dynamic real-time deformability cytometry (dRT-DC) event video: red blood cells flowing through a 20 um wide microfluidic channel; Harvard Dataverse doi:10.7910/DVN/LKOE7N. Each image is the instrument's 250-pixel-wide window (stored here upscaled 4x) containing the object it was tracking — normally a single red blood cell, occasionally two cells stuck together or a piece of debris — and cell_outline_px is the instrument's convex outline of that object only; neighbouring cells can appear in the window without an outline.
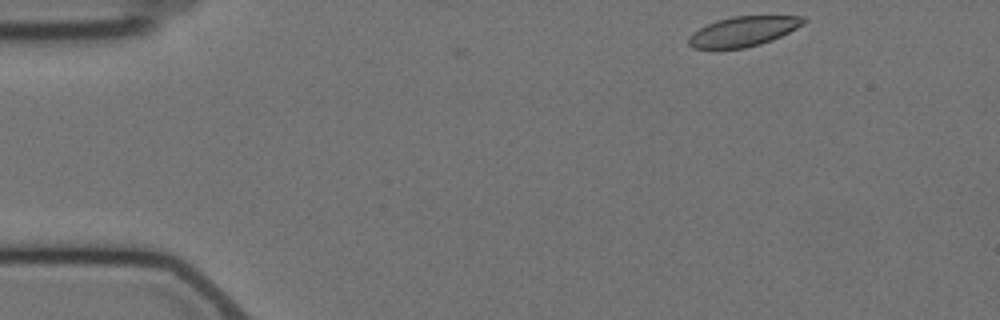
{"species": "Egyptian fruit bat (a non-hibernating species)", "species_latin": "Rousettus aegyptiacus", "temperature_condition": "cold", "stored_images_in_passage": 46, "camera_frame_rate_fps": 3000, "um_per_image_px": 0.085, "animal": {"sex": "female"}, "frame": {"image": 1, "passage_image": 1, "time_ms": 0.0, "image_size_px": [1000, 320], "cell_outline_px": [[808, 20], [804, 24], [772, 40], [760, 44], [744, 48], [692, 48], [688, 44], [688, 36], [692, 32], [716, 20], [732, 16], [804, 16]], "centroid_in_image_um": [63.17, 2.66], "position_along_channel_um": 21.8, "area_um2": 19.94}}
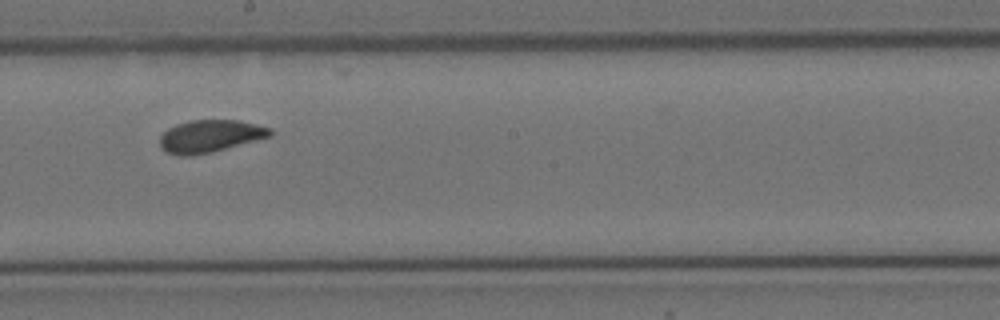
{"frame": {"image": 2, "passage_image": 26, "time_ms": 8.333, "image_size_px": [1000, 320], "cell_outline_px": [[272, 136], [212, 152], [192, 156], [180, 156], [164, 152], [160, 148], [160, 136], [168, 128], [176, 124], [192, 120], [240, 120], [272, 128]], "centroid_in_image_um": [17.84, 11.58], "position_along_channel_um": 230.4, "area_um2": 21.04}}
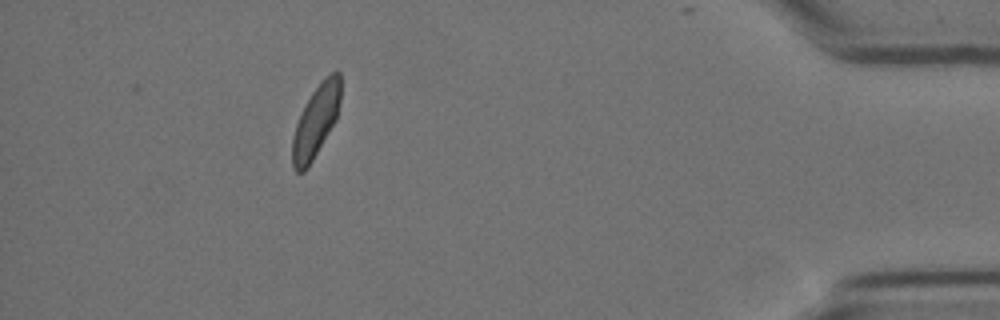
{"frame": {"image": 3, "passage_image": 46, "time_ms": 15.0, "image_size_px": [1000, 320], "cell_outline_px": [[340, 100], [336, 120], [308, 168], [304, 172], [296, 172], [292, 168], [292, 136], [296, 124], [312, 92], [320, 80], [324, 76], [332, 72], [340, 72]], "centroid_in_image_um": [26.84, 10.32], "position_along_channel_um": 408.4, "area_um2": 20.17}, "authors_computed_cell_mechanics": {"area_um2": 21.1259, "velocity_mm_per_s": 3.4905, "shape_relaxation_time_tau1_ms": 3.7067, "shape_relaxation_time_tau2_ms": 0.8642, "deformation_change_tau1": 0.0971, "deformation_change_tau2": 0.0487}}